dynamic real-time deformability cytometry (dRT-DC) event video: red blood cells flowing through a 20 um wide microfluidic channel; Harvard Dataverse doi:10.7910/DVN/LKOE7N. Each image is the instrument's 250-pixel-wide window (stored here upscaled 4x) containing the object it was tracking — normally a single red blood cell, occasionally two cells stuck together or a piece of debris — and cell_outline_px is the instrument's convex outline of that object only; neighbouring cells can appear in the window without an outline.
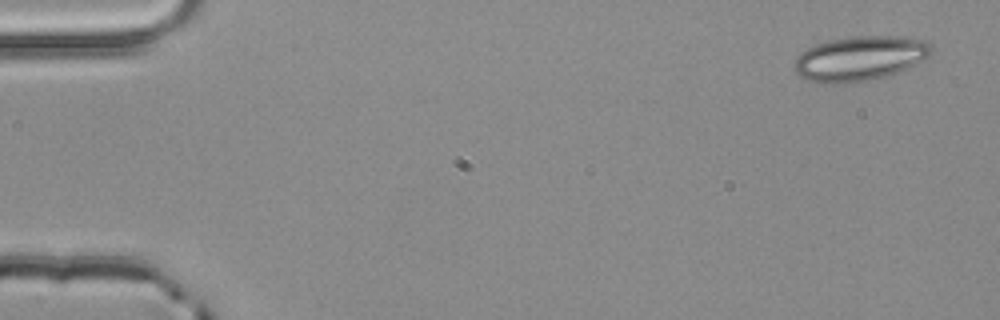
{"species": "common noctule bat (a hibernating species)", "species_latin": "Nyctalus noctula", "temperature_condition": "room temperature", "stored_images_in_passage": 3, "camera_frame_rate_fps": 3000, "um_per_image_px": 0.085, "animal": {"sex": "male", "body_mass_g": 20.4}, "frame": {"image": 1, "passage_image": 1, "time_ms": 0.0, "image_size_px": [1000, 320], "cell_outline_px": [[932, 48], [928, 56], [896, 72], [884, 76], [868, 80], [840, 84], [824, 84], [800, 76], [792, 68], [792, 64], [800, 52], [816, 44], [828, 40], [852, 36], [900, 36], [924, 40], [932, 44]], "centroid_in_image_um": [73.02, 4.95], "position_along_channel_um": 12.0, "area_um2": 35.43}}